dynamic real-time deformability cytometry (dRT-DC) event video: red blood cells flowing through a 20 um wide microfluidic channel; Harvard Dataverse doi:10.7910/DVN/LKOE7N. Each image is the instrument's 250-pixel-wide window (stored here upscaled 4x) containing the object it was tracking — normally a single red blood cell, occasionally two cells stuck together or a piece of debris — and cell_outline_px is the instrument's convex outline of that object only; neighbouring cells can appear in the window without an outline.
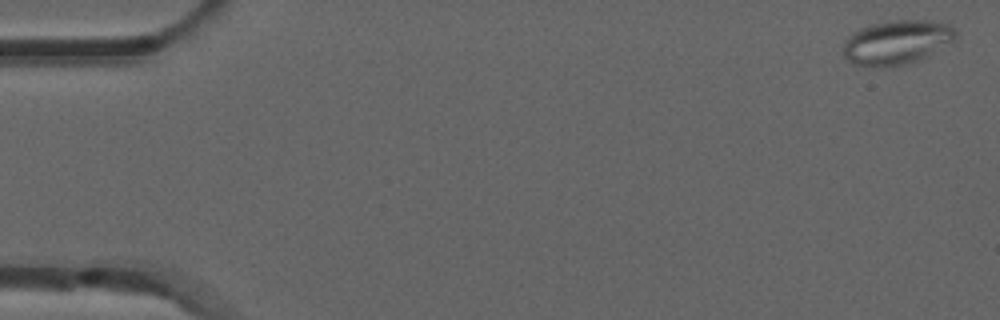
{"species": "common noctule bat (a hibernating species)", "species_latin": "Nyctalus noctula", "temperature_condition": "room temperature", "stored_images_in_passage": 4, "camera_frame_rate_fps": 3000, "um_per_image_px": 0.085, "animal": {"sex": "male", "forearm_length_mm": 52.5}, "frame": {"image": 1, "passage_image": 1, "time_ms": 0.0, "image_size_px": [1000, 320], "cell_outline_px": [[956, 40], [916, 60], [904, 64], [884, 68], [872, 68], [856, 64], [848, 60], [844, 56], [844, 40], [852, 32], [872, 24], [896, 20], [928, 20], [948, 24], [956, 32]], "centroid_in_image_um": [76.19, 3.6], "position_along_channel_um": 8.8, "area_um2": 28.78}}